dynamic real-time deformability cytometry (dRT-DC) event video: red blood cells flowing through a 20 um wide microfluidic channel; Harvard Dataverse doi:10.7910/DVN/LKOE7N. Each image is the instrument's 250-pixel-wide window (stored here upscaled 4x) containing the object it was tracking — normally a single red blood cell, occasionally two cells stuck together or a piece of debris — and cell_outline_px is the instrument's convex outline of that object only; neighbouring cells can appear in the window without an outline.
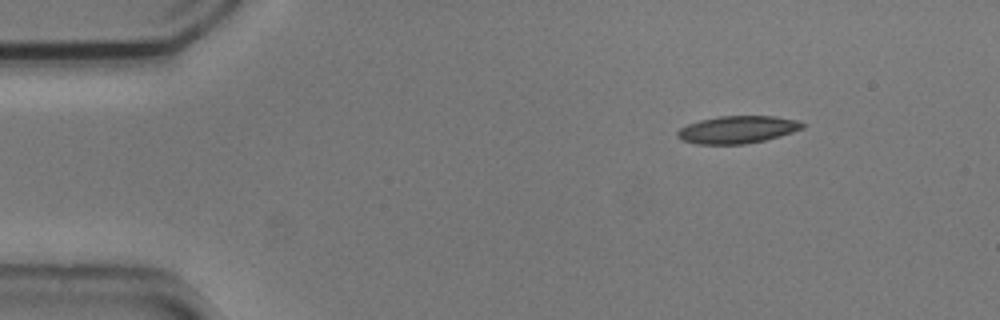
{"species": "common noctule bat (a hibernating species)", "species_latin": "Nyctalus noctula", "temperature_condition": "cold", "stored_images_in_passage": 3, "camera_frame_rate_fps": 3000, "um_per_image_px": 0.085, "animal": {"sex": "male", "body_mass_g": 20.5, "forearm_length_mm": 52.5}, "frame": {"image": 1, "passage_image": 1, "time_ms": 0.0, "image_size_px": [1000, 320], "cell_outline_px": [[808, 124], [804, 128], [792, 132], [764, 140], [744, 144], [696, 144], [680, 140], [676, 136], [676, 132], [680, 128], [688, 124], [700, 120], [720, 116], [772, 116], [796, 120]], "centroid_in_image_um": [62.66, 11.02], "position_along_channel_um": 22.3, "area_um2": 20.0}}